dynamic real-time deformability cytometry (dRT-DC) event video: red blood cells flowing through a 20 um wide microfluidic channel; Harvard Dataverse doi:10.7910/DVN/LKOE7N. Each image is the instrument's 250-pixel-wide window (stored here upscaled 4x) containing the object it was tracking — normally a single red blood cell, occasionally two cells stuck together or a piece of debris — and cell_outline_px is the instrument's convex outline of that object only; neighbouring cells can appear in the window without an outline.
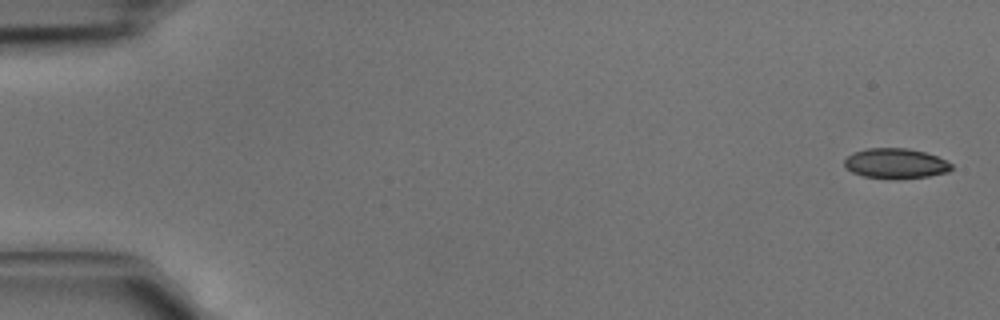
{"species": "common noctule bat (a hibernating species)", "species_latin": "Nyctalus noctula", "temperature_condition": "cold", "stored_images_in_passage": 4, "segment_of_instrument_passage": [2, 2], "camera_frame_rate_fps": 3000, "um_per_image_px": 0.085, "animal": {"sex": "male", "body_mass_g": 15.6}, "frame": {"image": 1, "passage_image": 4, "time_ms": 1.0, "image_size_px": [1000, 320], "cell_outline_px": [[952, 168], [948, 172], [928, 176], [900, 180], [864, 176], [852, 172], [844, 164], [844, 160], [852, 152], [868, 148], [908, 148], [924, 152], [936, 156], [952, 164]], "centroid_in_image_um": [76.12, 13.9], "position_along_channel_um": 8.9, "area_um2": 18.84}}